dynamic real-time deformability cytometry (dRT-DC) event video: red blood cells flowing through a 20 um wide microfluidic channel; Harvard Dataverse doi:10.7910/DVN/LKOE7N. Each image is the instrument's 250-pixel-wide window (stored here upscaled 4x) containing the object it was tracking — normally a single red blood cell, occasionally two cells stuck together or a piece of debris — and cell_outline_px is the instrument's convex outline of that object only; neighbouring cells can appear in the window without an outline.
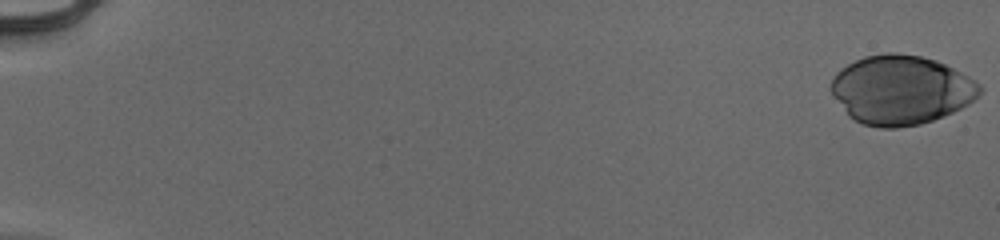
{"species": "human", "species_latin": "Homo sapiens", "temperature_condition": "cold", "stored_images_in_passage": 44, "camera_frame_rate_fps": 3000, "um_per_image_px": 0.085, "donor": {"sex": "male"}, "frame": {"image": 1, "passage_image": 1, "time_ms": 0.0, "image_size_px": [1000, 240], "cell_outline_px": [[984, 88], [968, 104], [952, 112], [932, 120], [920, 124], [896, 128], [880, 128], [864, 124], [848, 116], [832, 92], [832, 80], [836, 72], [840, 68], [864, 56], [888, 52], [896, 52], [920, 56], [936, 60], [960, 72], [980, 84]], "centroid_in_image_um": [76.58, 7.63], "position_along_channel_um": 8.4, "area_um2": 59.42}}
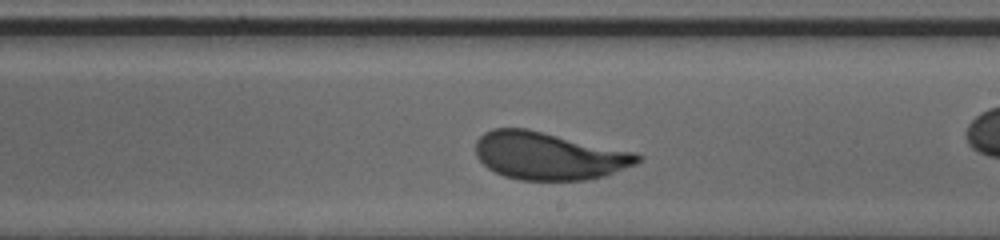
{"frame": {"image": 2, "passage_image": 31, "time_ms": 10.0, "image_size_px": [1000, 240], "cell_outline_px": [[644, 156], [636, 164], [604, 176], [588, 180], [520, 180], [504, 176], [488, 168], [476, 156], [476, 140], [484, 132], [492, 128], [528, 128], [636, 152]], "centroid_in_image_um": [46.66, 13.24], "position_along_channel_um": 242.3, "area_um2": 45.26}}
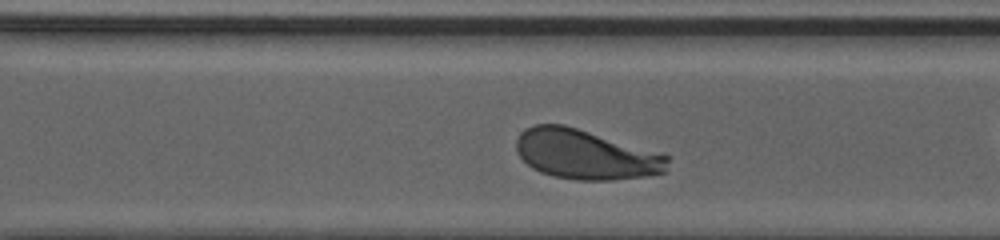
{"frame": {"image": 3, "passage_image": 37, "time_ms": 12.0, "image_size_px": [1000, 240], "cell_outline_px": [[668, 160], [664, 172], [644, 176], [612, 180], [576, 180], [552, 176], [540, 172], [532, 168], [516, 152], [516, 140], [520, 132], [536, 124], [564, 124], [668, 156]], "centroid_in_image_um": [49.7, 13.14], "position_along_channel_um": 320.9, "area_um2": 43.18}}